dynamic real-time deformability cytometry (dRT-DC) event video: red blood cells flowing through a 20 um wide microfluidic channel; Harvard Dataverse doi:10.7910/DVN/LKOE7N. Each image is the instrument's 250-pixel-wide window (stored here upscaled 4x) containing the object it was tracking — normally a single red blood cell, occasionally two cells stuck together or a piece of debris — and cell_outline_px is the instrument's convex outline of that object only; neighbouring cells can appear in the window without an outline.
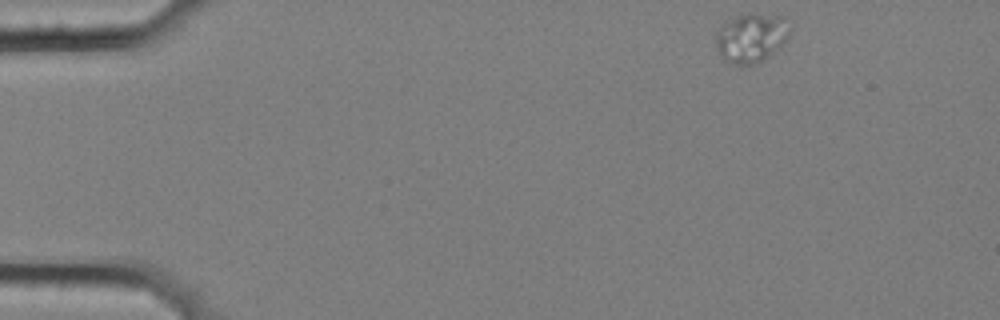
{"species": "common noctule bat (a hibernating species)", "species_latin": "Nyctalus noctula", "temperature_condition": "cold", "stored_images_in_passage": 3, "camera_frame_rate_fps": 3000, "um_per_image_px": 0.085, "animal": {"sex": "female", "body_mass_g": 25.1}, "frame": {"image": 1, "passage_image": 1, "time_ms": 0.0, "image_size_px": [1000, 320], "cell_outline_px": [[792, 28], [788, 36], [780, 48], [764, 60], [752, 64], [732, 64], [716, 48], [716, 32], [724, 24], [736, 16], [748, 12], [752, 12], [780, 16]], "centroid_in_image_um": [63.89, 3.18], "position_along_channel_um": 21.1, "area_um2": 21.04}}